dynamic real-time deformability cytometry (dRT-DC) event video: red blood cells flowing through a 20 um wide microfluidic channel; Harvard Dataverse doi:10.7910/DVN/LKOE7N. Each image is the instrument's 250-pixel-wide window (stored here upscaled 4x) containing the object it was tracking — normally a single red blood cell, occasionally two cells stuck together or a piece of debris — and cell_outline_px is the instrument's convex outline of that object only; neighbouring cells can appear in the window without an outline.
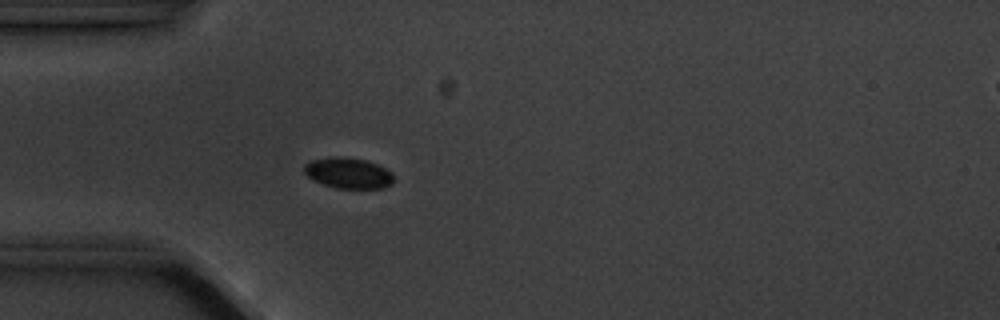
{"species": "common noctule bat (a hibernating species)", "species_latin": "Nyctalus noctula", "temperature_condition": "cold", "stored_images_in_passage": 4, "camera_frame_rate_fps": 3000, "um_per_image_px": 0.085, "animal": {"sex": "male", "body_mass_g": 20.1, "forearm_length_mm": 53.5}, "frame": {"image": 1, "passage_image": 4, "time_ms": 4.333, "image_size_px": [1000, 320], "cell_outline_px": [[396, 180], [392, 184], [384, 188], [336, 188], [312, 180], [304, 172], [304, 164], [312, 160], [332, 156], [336, 156], [364, 160], [376, 164], [392, 172]], "centroid_in_image_um": [29.62, 14.72], "position_along_channel_um": 55.4, "area_um2": 16.07}}